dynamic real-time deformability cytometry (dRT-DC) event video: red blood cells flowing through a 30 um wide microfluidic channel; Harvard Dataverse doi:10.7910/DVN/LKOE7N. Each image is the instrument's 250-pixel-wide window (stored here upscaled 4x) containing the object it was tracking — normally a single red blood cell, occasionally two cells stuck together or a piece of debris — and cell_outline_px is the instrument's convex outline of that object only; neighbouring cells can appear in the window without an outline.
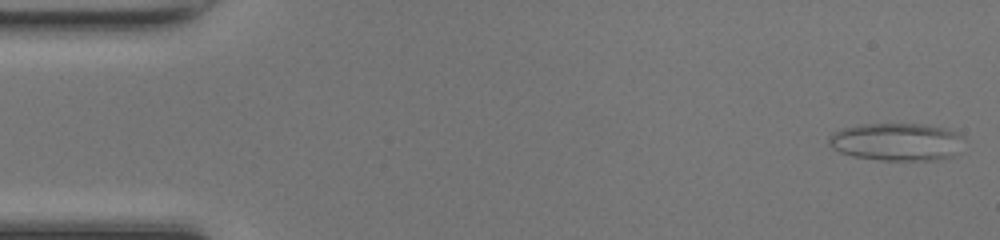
{"species": "common noctule bat (a hibernating species)", "species_latin": "Nyctalus noctula", "temperature_condition": "room temperature", "stored_images_in_passage": 47, "segment_of_instrument_passage": [1, 2], "camera_frame_rate_fps": 3000, "um_per_image_px": 0.085, "animal": {"sex": "female", "body_mass_g": 17.0, "forearm_length_mm": 48.0}, "frame": {"image": 1, "passage_image": 1, "time_ms": 0.0, "image_size_px": [1000, 240], "cell_outline_px": [[964, 136], [956, 156], [936, 160], [884, 160], [852, 156], [840, 152], [832, 148], [828, 144], [828, 136], [832, 132], [840, 128], [860, 124], [920, 124], [948, 128], [960, 132]], "centroid_in_image_um": [76.22, 12.05], "position_along_channel_um": 8.8, "area_um2": 30.17}}
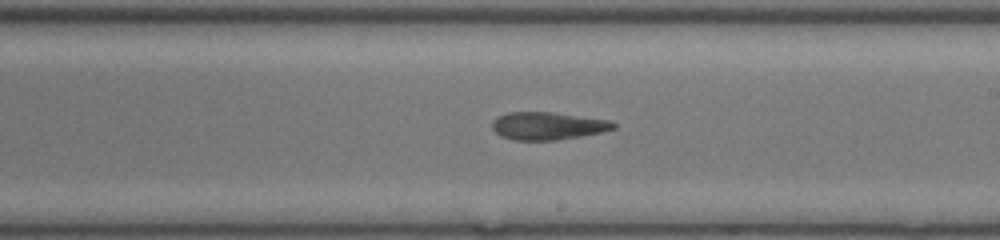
{"frame": {"image": 2, "passage_image": 27, "time_ms": 8.667, "image_size_px": [1000, 240], "cell_outline_px": [[616, 128], [600, 132], [580, 136], [556, 140], [512, 140], [500, 136], [492, 128], [492, 120], [496, 116], [508, 112], [552, 112], [608, 120], [616, 124]], "centroid_in_image_um": [46.5, 10.7], "position_along_channel_um": 242.5, "area_um2": 19.54}}
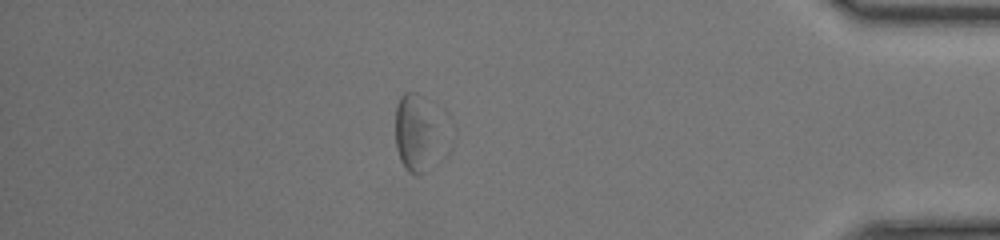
{"frame": {"image": 3, "passage_image": 41, "time_ms": 13.333, "image_size_px": [1000, 240], "cell_outline_px": [[428, 128], [424, 172], [416, 176], [408, 172], [404, 168], [400, 160], [396, 148], [396, 104], [400, 96], [404, 92], [416, 92], [420, 96], [428, 124]], "centroid_in_image_um": [34.98, 11.27], "position_along_channel_um": 400.2, "area_um2": 15.9}}